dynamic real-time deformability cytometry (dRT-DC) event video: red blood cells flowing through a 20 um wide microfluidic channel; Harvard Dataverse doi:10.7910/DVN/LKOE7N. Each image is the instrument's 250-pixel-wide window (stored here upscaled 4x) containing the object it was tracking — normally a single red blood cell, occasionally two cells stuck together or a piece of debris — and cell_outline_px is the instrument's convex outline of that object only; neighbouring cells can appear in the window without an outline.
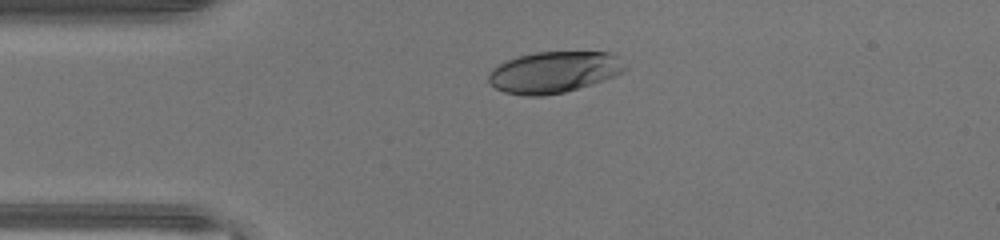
{"species": "human", "species_latin": "Homo sapiens", "temperature_condition": "warm", "stored_images_in_passage": 31, "camera_frame_rate_fps": 3000, "um_per_image_px": 0.085, "donor": {"sex": "male"}, "frame": {"image": 1, "passage_image": 1, "time_ms": 0.0, "image_size_px": [1000, 240], "cell_outline_px": [[628, 68], [616, 76], [604, 80], [564, 92], [544, 96], [524, 96], [504, 92], [496, 88], [488, 80], [488, 72], [492, 68], [508, 60], [520, 56], [536, 52], [612, 52], [628, 64]], "centroid_in_image_um": [47.12, 6.13], "position_along_channel_um": 37.9, "area_um2": 33.0}}
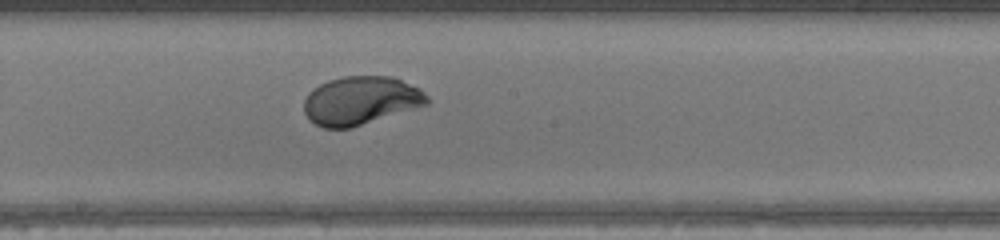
{"frame": {"image": 2, "passage_image": 15, "time_ms": 4.667, "image_size_px": [1000, 240], "cell_outline_px": [[428, 104], [352, 128], [324, 128], [316, 124], [304, 112], [304, 100], [308, 92], [312, 88], [328, 80], [344, 76], [392, 76], [420, 88], [428, 96]], "centroid_in_image_um": [30.66, 8.54], "position_along_channel_um": 217.5, "area_um2": 34.74}}
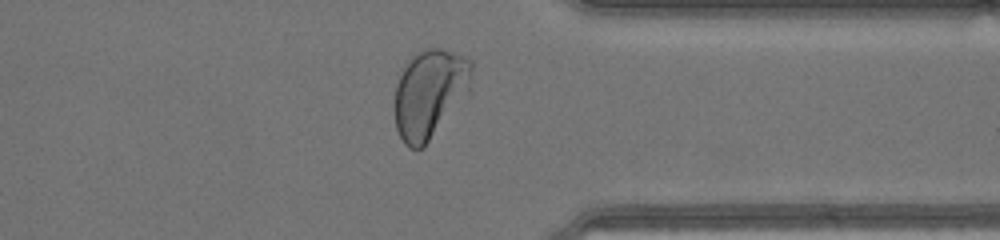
{"frame": {"image": 3, "passage_image": 26, "time_ms": 8.333, "image_size_px": [1000, 240], "cell_outline_px": [[472, 72], [468, 96], [424, 148], [408, 148], [404, 144], [396, 128], [396, 84], [408, 60], [412, 56], [428, 48], [440, 48], [464, 56], [472, 60]], "centroid_in_image_um": [36.57, 7.98], "position_along_channel_um": 374.8, "area_um2": 39.94}, "authors_computed_cell_mechanics": {"area_um2": 34.7378, "velocity_mm_per_s": 4.4616, "shape_relaxation_time_tau1_ms": 1.7431, "shape_relaxation_time_tau2_ms": null, "deformation_change_tau1": 0.1581, "deformation_change_tau2": null}}